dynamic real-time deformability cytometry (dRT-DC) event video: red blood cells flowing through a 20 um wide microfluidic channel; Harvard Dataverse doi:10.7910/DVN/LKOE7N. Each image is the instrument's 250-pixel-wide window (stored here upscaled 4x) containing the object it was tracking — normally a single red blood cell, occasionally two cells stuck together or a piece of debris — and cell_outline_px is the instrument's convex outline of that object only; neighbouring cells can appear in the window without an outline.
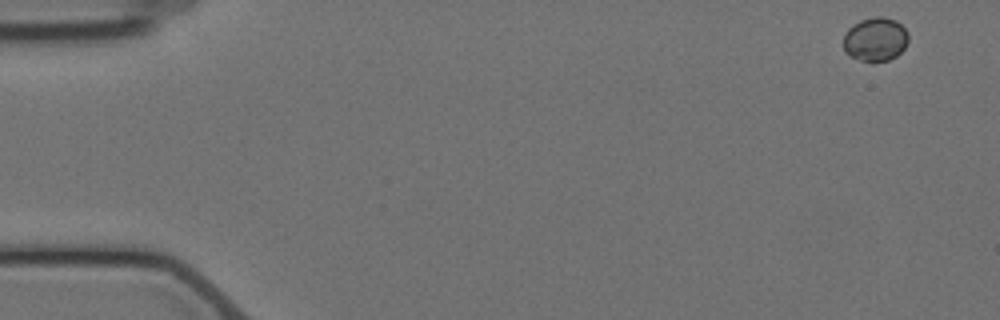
{"species": "Egyptian fruit bat (a non-hibernating species)", "species_latin": "Rousettus aegyptiacus", "temperature_condition": "cold", "stored_images_in_passage": 5, "camera_frame_rate_fps": 3000, "um_per_image_px": 0.085, "animal": {"sex": "female"}, "frame": {"image": 1, "passage_image": 1, "time_ms": 0.0, "image_size_px": [1000, 320], "cell_outline_px": [[908, 40], [904, 48], [896, 56], [888, 60], [860, 60], [844, 52], [844, 32], [852, 24], [860, 20], [876, 16], [880, 16], [896, 20], [908, 32]], "centroid_in_image_um": [74.39, 3.31], "position_along_channel_um": 10.6, "area_um2": 16.47}}
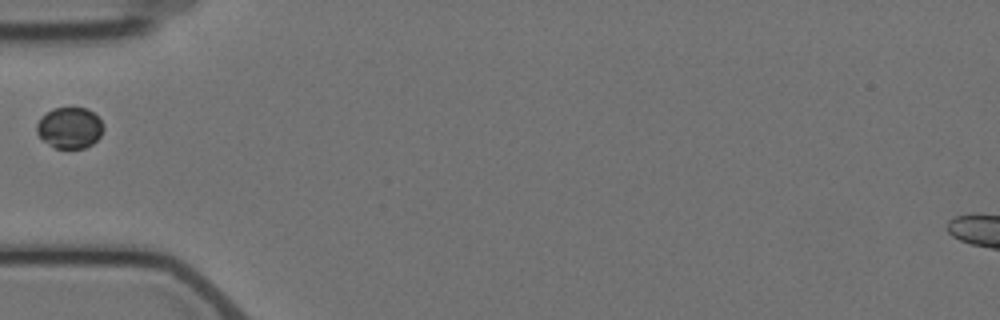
{"frame": {"image": 2, "passage_image": 5, "time_ms": 5.667, "image_size_px": [1000, 320], "cell_outline_px": [[104, 128], [100, 136], [92, 144], [84, 148], [56, 148], [48, 144], [36, 132], [36, 124], [40, 116], [52, 108], [88, 108], [100, 120]], "centroid_in_image_um": [5.9, 10.85], "position_along_channel_um": 79.1, "area_um2": 15.95}}